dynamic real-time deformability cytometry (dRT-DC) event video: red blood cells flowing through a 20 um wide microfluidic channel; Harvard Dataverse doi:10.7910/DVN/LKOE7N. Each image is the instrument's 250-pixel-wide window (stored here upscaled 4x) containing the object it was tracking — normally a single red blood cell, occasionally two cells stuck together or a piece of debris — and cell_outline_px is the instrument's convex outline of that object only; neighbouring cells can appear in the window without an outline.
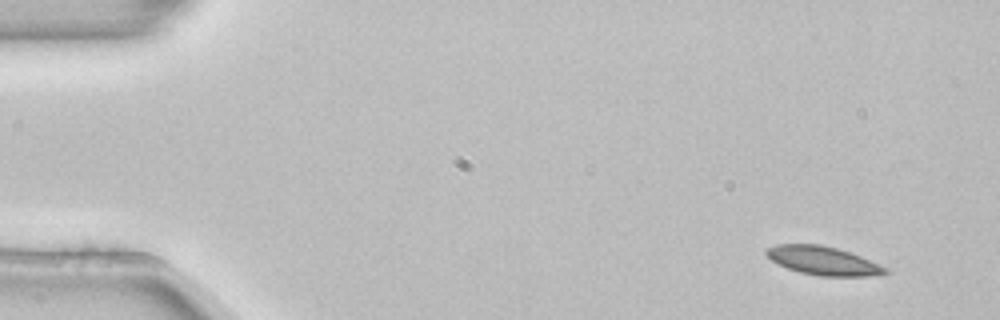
{"species": "common noctule bat (a hibernating species)", "species_latin": "Nyctalus noctula", "temperature_condition": "room temperature", "stored_images_in_passage": 3, "camera_frame_rate_fps": 3000, "um_per_image_px": 0.085, "animal": {"sex": "female", "body_mass_g": 22.7, "forearm_length_mm": 54.2}, "frame": {"image": 1, "passage_image": 1, "time_ms": 0.0, "image_size_px": [1000, 320], "cell_outline_px": [[888, 272], [880, 276], [820, 276], [800, 272], [788, 268], [772, 260], [764, 252], [768, 248], [776, 244], [820, 244], [836, 248], [860, 256], [888, 268]], "centroid_in_image_um": [69.99, 22.16], "position_along_channel_um": 15.0, "area_um2": 19.65}}